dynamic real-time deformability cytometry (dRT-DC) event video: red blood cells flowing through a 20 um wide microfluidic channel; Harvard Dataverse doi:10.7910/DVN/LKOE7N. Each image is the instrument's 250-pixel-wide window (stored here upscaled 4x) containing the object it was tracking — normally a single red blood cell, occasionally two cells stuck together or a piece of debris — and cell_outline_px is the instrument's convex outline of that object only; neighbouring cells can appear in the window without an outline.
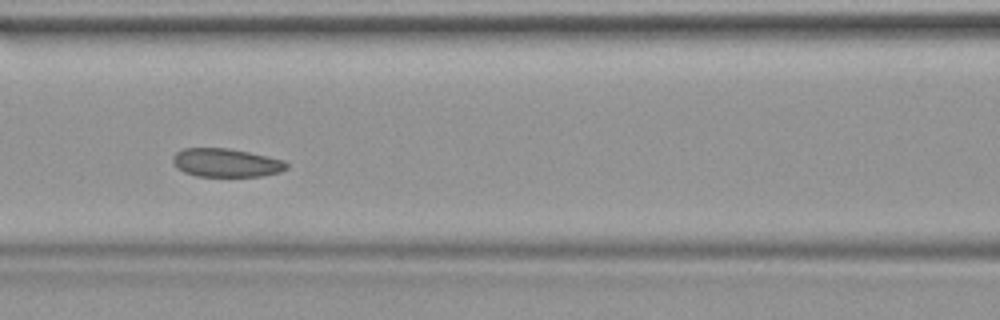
{"species": "common noctule bat (a hibernating species)", "species_latin": "Nyctalus noctula", "temperature_condition": "warm", "stored_images_in_passage": 41, "camera_frame_rate_fps": 3000, "um_per_image_px": 0.085, "animal": {"sex": "female", "body_mass_g": 19.9}, "frame": {"image": 1, "passage_image": 18, "time_ms": 5.667, "image_size_px": [1000, 320], "cell_outline_px": [[288, 168], [280, 172], [260, 176], [196, 176], [184, 172], [176, 168], [172, 164], [172, 156], [176, 152], [184, 148], [228, 148], [268, 156], [284, 160], [288, 164]], "centroid_in_image_um": [19.19, 13.83], "position_along_channel_um": 147.4, "area_um2": 19.02}}